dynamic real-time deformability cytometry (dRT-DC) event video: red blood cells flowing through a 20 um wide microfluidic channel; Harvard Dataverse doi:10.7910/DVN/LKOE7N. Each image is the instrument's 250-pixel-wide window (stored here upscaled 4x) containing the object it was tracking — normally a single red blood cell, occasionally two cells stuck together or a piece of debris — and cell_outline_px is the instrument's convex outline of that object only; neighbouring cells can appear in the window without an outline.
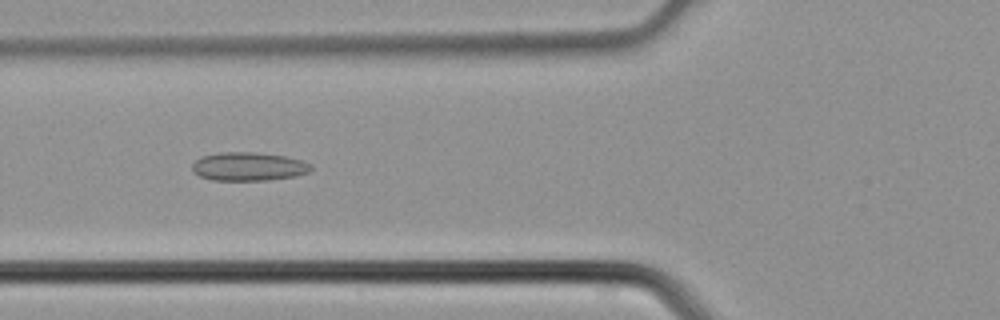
{"species": "common noctule bat (a hibernating species)", "species_latin": "Nyctalus noctula", "temperature_condition": "cold", "stored_images_in_passage": 3, "camera_frame_rate_fps": 3000, "um_per_image_px": 0.085, "animal": {"sex": "male", "body_mass_g": 21.5, "forearm_length_mm": 52.0}, "frame": {"image": 1, "passage_image": 3, "time_ms": 0.667, "image_size_px": [1000, 320], "cell_outline_px": [[312, 168], [308, 172], [296, 176], [268, 180], [212, 180], [200, 176], [192, 172], [192, 164], [200, 156], [220, 152], [256, 152], [284, 156], [304, 160], [312, 164]], "centroid_in_image_um": [21.13, 14.15], "position_along_channel_um": 104.7, "area_um2": 19.94}}